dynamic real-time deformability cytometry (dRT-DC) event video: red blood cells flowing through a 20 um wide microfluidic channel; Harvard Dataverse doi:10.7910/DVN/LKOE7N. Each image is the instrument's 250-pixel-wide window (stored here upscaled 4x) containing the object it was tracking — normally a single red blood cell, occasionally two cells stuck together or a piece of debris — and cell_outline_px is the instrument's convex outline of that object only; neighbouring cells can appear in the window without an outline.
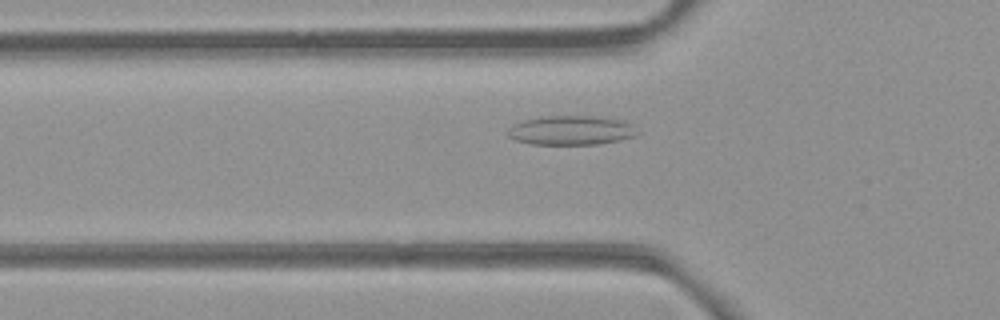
{"species": "common noctule bat (a hibernating species)", "species_latin": "Nyctalus noctula", "temperature_condition": "room temperature", "stored_images_in_passage": 54, "camera_frame_rate_fps": 3000, "um_per_image_px": 0.085, "animal": {"sex": "female", "body_mass_g": 21.9}, "frame": {"image": 1, "passage_image": 18, "time_ms": 5.667, "image_size_px": [1000, 320], "cell_outline_px": [[640, 132], [636, 136], [620, 140], [596, 144], [532, 144], [516, 140], [508, 136], [508, 128], [512, 124], [524, 120], [544, 116], [592, 116], [624, 120], [632, 124]], "centroid_in_image_um": [48.58, 11.07], "position_along_channel_um": 77.2, "area_um2": 22.2}}
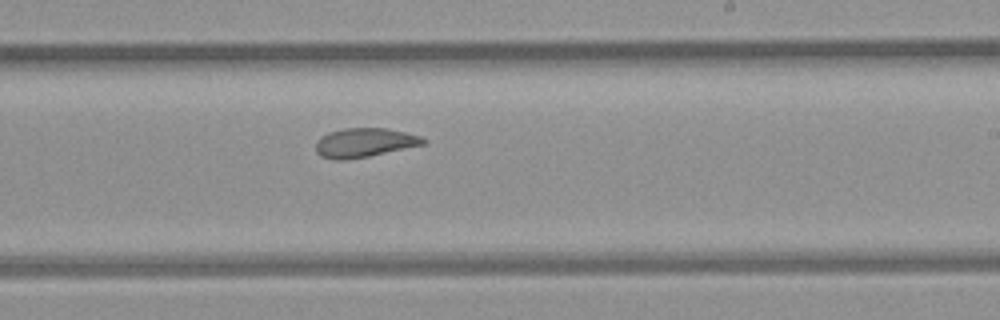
{"frame": {"image": 2, "passage_image": 32, "time_ms": 10.333, "image_size_px": [1000, 320], "cell_outline_px": [[428, 140], [424, 144], [368, 156], [344, 160], [332, 160], [320, 156], [316, 152], [316, 140], [320, 136], [328, 132], [344, 128], [388, 128], [420, 136]], "centroid_in_image_um": [30.92, 12.12], "position_along_channel_um": 258.1, "area_um2": 18.26}}
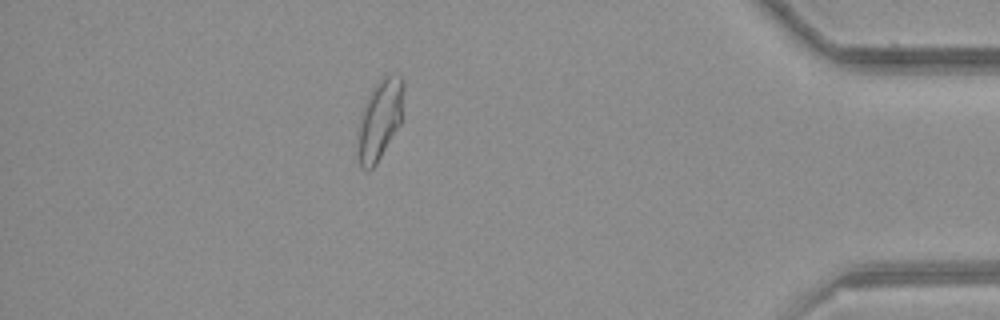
{"frame": {"image": 3, "passage_image": 47, "time_ms": 15.333, "image_size_px": [1000, 320], "cell_outline_px": [[404, 88], [400, 124], [376, 164], [368, 172], [360, 164], [360, 112], [372, 88], [384, 76], [400, 72], [404, 80]], "centroid_in_image_um": [32.33, 10.06], "position_along_channel_um": 402.9, "area_um2": 20.92}, "authors_computed_cell_mechanics": {"area_um2": 20.6057, "velocity_mm_per_s": 3.8609, "shape_relaxation_time_tau1_ms": null, "shape_relaxation_time_tau2_ms": 2.8764, "deformation_change_tau1": null, "deformation_change_tau2": 0.0895}}